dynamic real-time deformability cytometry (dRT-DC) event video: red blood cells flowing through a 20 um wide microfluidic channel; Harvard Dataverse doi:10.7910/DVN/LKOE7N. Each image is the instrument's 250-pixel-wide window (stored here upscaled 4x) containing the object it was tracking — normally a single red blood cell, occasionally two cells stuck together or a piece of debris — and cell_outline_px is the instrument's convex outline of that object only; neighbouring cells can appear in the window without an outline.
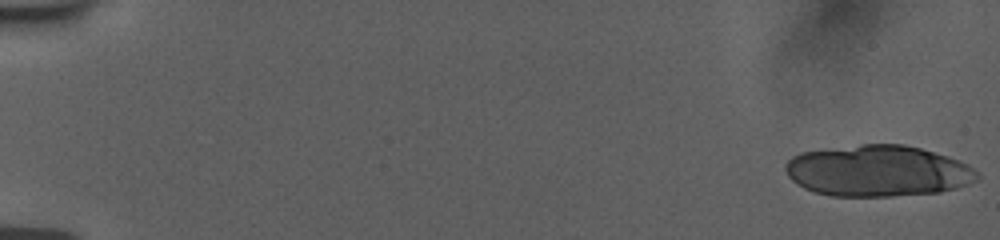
{"species": "human", "species_latin": "Homo sapiens", "temperature_condition": "room temperature", "stored_images_in_passage": 20, "camera_frame_rate_fps": 3000, "um_per_image_px": 0.085, "donor": {"sex": "female"}, "frame": {"image": 1, "passage_image": 1, "time_ms": 0.0, "image_size_px": [1000, 240], "cell_outline_px": [[980, 180], [956, 188], [940, 192], [892, 196], [832, 196], [816, 192], [804, 188], [796, 184], [788, 176], [784, 168], [784, 164], [792, 156], [800, 152], [860, 144], [904, 144], [920, 148], [948, 156], [960, 160], [968, 164], [980, 172]], "centroid_in_image_um": [74.64, 14.52], "position_along_channel_um": 10.4, "area_um2": 57.8}}
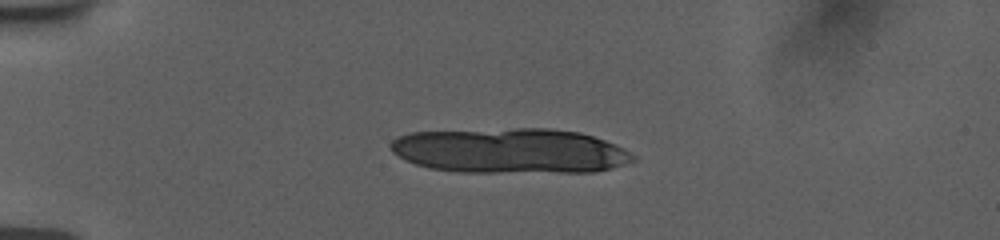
{"frame": {"image": 2, "passage_image": 14, "time_ms": 4.333, "image_size_px": [1000, 240], "cell_outline_px": [[636, 160], [612, 168], [596, 172], [460, 172], [428, 168], [404, 160], [392, 152], [388, 148], [388, 144], [396, 136], [412, 132], [516, 128], [552, 128], [580, 132], [604, 140], [624, 148], [636, 156]], "centroid_in_image_um": [43.34, 12.82], "position_along_channel_um": 41.7, "area_um2": 64.27}}